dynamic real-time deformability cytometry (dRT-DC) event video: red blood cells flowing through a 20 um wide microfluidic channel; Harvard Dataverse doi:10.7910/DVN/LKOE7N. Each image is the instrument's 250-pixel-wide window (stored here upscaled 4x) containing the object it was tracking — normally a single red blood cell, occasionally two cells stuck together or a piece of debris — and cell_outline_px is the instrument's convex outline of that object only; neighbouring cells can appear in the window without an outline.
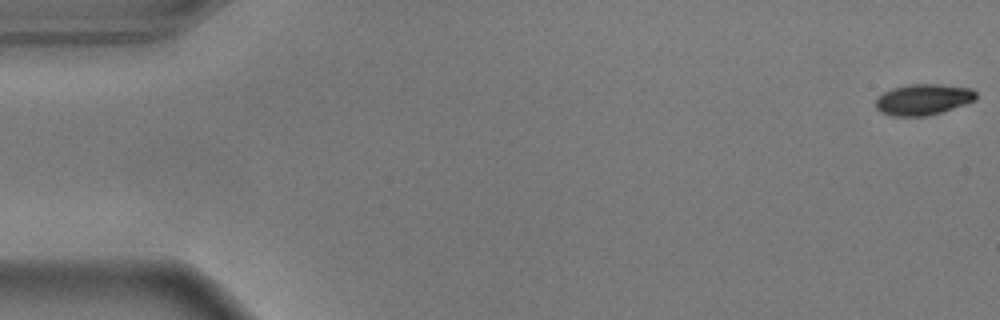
{"species": "common noctule bat (a hibernating species)", "species_latin": "Nyctalus noctula", "temperature_condition": "warm", "stored_images_in_passage": 56, "camera_frame_rate_fps": 3000, "um_per_image_px": 0.085, "animal": {"sex": "male", "body_mass_g": 17.9}, "frame": {"image": 1, "passage_image": 1, "time_ms": 0.0, "image_size_px": [1000, 320], "cell_outline_px": [[976, 100], [928, 116], [892, 116], [880, 112], [876, 108], [876, 100], [884, 92], [892, 88], [908, 84], [940, 84], [972, 88], [976, 92]], "centroid_in_image_um": [78.47, 8.45], "position_along_channel_um": 6.5, "area_um2": 18.09}}
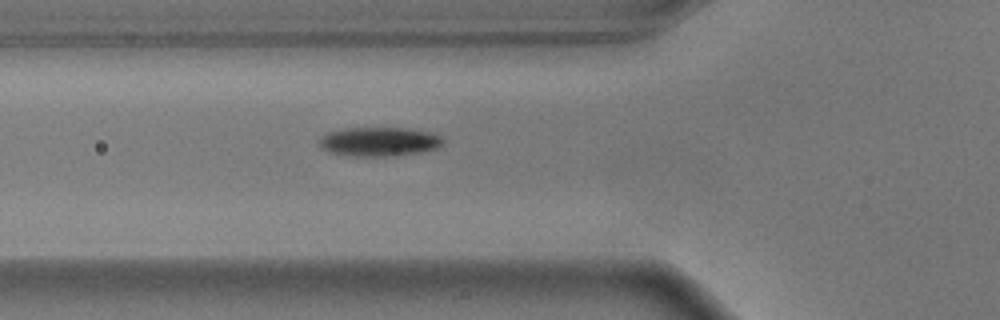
{"frame": {"image": 2, "passage_image": 20, "time_ms": 6.333, "image_size_px": [1000, 320], "cell_outline_px": [[444, 144], [440, 148], [420, 152], [396, 156], [352, 156], [328, 152], [320, 148], [320, 136], [328, 132], [344, 128], [412, 128], [428, 132], [440, 136], [444, 140]], "centroid_in_image_um": [32.24, 12.04], "position_along_channel_um": 93.6, "area_um2": 21.27}}
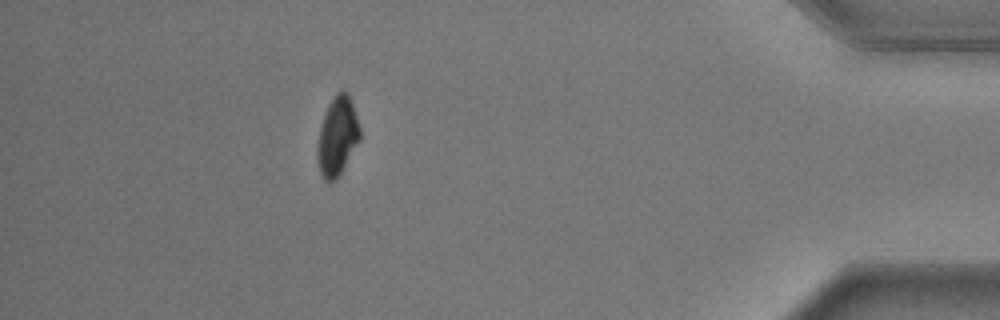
{"frame": {"image": 3, "passage_image": 50, "time_ms": 16.333, "image_size_px": [1000, 320], "cell_outline_px": [[360, 140], [336, 180], [324, 180], [320, 172], [316, 156], [316, 148], [320, 128], [328, 104], [336, 92], [340, 88], [344, 88], [348, 92], [360, 128]], "centroid_in_image_um": [28.67, 11.54], "position_along_channel_um": 406.5, "area_um2": 19.54}, "authors_computed_cell_mechanics": {"area_um2": 20.2011, "velocity_mm_per_s": 3.638, "shape_relaxation_time_tau1_ms": 2.0791, "shape_relaxation_time_tau2_ms": 4.8939, "deformation_change_tau1": 0.1292, "deformation_change_tau2": 0.0464}}